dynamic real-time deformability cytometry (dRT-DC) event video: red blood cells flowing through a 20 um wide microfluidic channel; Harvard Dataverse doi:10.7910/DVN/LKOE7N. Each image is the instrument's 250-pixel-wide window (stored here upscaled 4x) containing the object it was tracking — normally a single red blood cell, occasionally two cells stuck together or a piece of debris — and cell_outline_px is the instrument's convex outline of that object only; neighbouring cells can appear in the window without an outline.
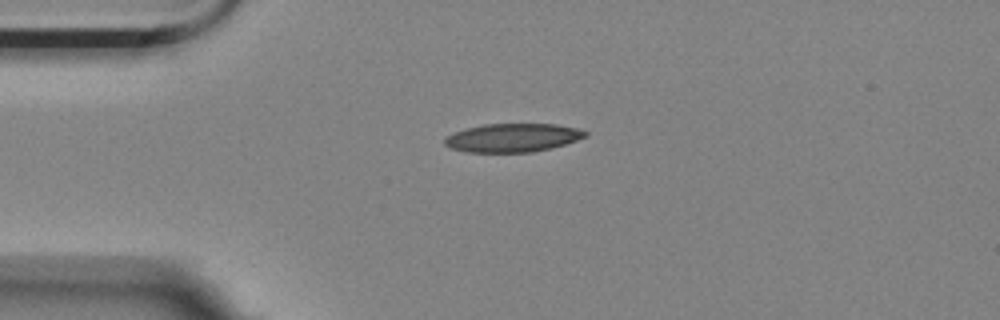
{"species": "Egyptian fruit bat (a non-hibernating species)", "species_latin": "Rousettus aegyptiacus", "temperature_condition": "room temperature", "stored_images_in_passage": 3, "segment_of_instrument_passage": [1, 2], "camera_frame_rate_fps": 3000, "um_per_image_px": 0.085, "animal": {"sex": "female"}, "frame": {"image": 1, "passage_image": 1, "time_ms": 0.0, "image_size_px": [1000, 320], "cell_outline_px": [[588, 136], [552, 148], [532, 152], [468, 152], [452, 148], [444, 144], [444, 140], [448, 136], [456, 132], [468, 128], [484, 124], [556, 124], [576, 128], [588, 132]], "centroid_in_image_um": [43.61, 11.71], "position_along_channel_um": 41.4, "area_um2": 23.12}}